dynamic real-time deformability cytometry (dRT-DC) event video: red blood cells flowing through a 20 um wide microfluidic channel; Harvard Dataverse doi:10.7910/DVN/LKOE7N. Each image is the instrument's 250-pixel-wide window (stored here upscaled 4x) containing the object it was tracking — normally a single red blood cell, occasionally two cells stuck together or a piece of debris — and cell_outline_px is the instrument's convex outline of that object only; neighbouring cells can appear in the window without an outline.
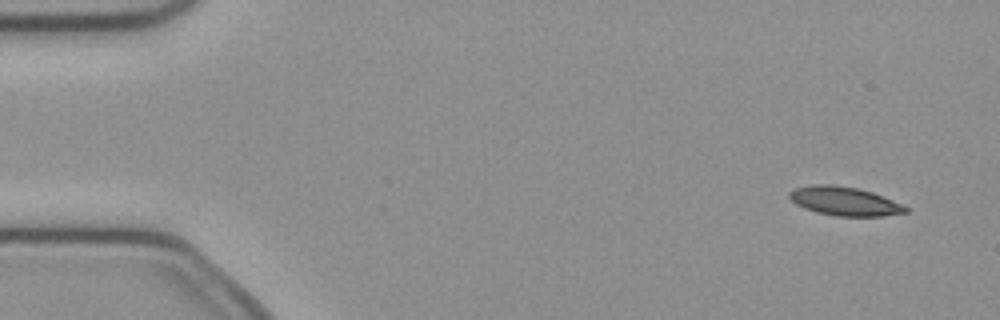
{"species": "common noctule bat (a hibernating species)", "species_latin": "Nyctalus noctula", "temperature_condition": "cold", "stored_images_in_passage": 4, "camera_frame_rate_fps": 3000, "um_per_image_px": 0.085, "animal": {"sex": "female", "body_mass_g": 21.9}, "frame": {"image": 1, "passage_image": 1, "time_ms": 0.0, "image_size_px": [1000, 320], "cell_outline_px": [[908, 212], [884, 216], [836, 216], [816, 212], [804, 208], [796, 204], [788, 196], [788, 192], [796, 188], [812, 184], [828, 184], [860, 188], [872, 192], [892, 200], [908, 208]], "centroid_in_image_um": [71.76, 17.1], "position_along_channel_um": 13.2, "area_um2": 19.48}}